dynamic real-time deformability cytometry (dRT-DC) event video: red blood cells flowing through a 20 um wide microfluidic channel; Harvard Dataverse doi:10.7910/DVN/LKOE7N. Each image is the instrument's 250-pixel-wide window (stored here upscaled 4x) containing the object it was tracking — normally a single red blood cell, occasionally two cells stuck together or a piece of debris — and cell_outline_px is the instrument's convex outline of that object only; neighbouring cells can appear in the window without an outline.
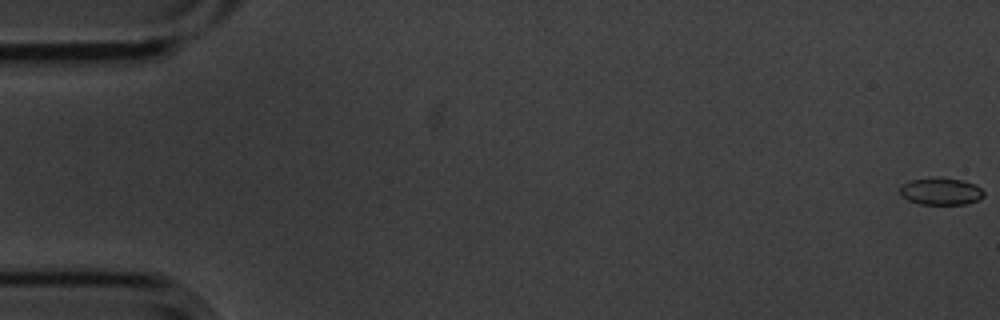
{"species": "common noctule bat (a hibernating species)", "species_latin": "Nyctalus noctula", "temperature_condition": "cold", "stored_images_in_passage": 57, "camera_frame_rate_fps": 3000, "um_per_image_px": 0.085, "animal": {"sex": "male", "body_mass_g": 20.1, "forearm_length_mm": 53.5}, "frame": {"image": 1, "passage_image": 1, "time_ms": 0.0, "image_size_px": [1000, 320], "cell_outline_px": [[984, 196], [980, 200], [968, 204], [920, 204], [908, 200], [900, 192], [900, 188], [908, 180], [940, 176], [960, 180], [976, 184], [984, 192]], "centroid_in_image_um": [80.01, 16.25], "position_along_channel_um": 5.0, "area_um2": 13.41}}
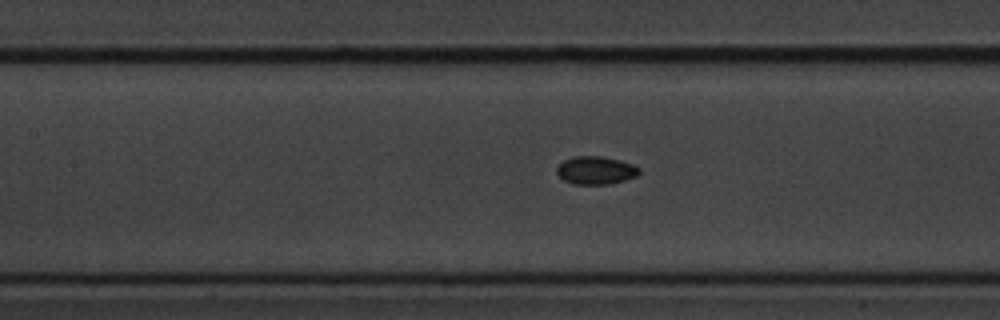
{"frame": {"image": 2, "passage_image": 26, "time_ms": 8.333, "image_size_px": [1000, 320], "cell_outline_px": [[640, 172], [636, 176], [624, 180], [608, 184], [572, 184], [564, 180], [556, 172], [556, 168], [564, 160], [572, 156], [600, 156], [620, 160], [632, 164], [640, 168]], "centroid_in_image_um": [50.63, 14.47], "position_along_channel_um": 156.8, "area_um2": 13.41}}
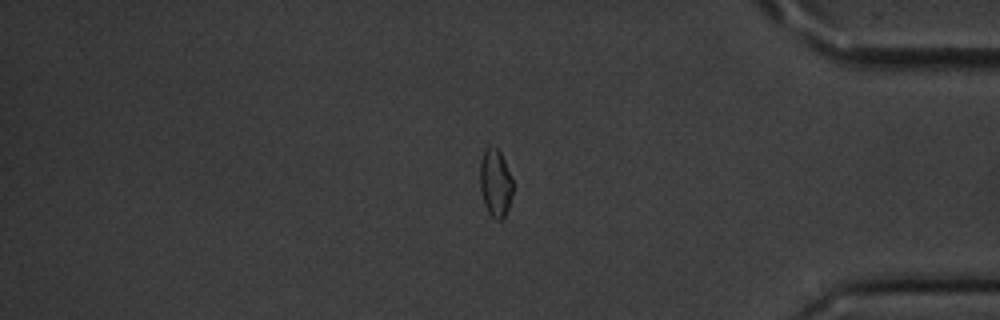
{"frame": {"image": 3, "passage_image": 48, "time_ms": 15.667, "image_size_px": [1000, 320], "cell_outline_px": [[512, 192], [508, 208], [504, 216], [500, 220], [496, 220], [488, 212], [484, 204], [480, 188], [480, 160], [484, 152], [492, 144], [500, 152], [504, 160], [512, 180]], "centroid_in_image_um": [42.09, 15.55], "position_along_channel_um": 393.1, "area_um2": 12.77}, "authors_computed_cell_mechanics": {"area_um2": 13.5252, "velocity_mm_per_s": 3.5708, "shape_relaxation_time_tau1_ms": 2.4722, "shape_relaxation_time_tau2_ms": 2.2718, "deformation_change_tau1": 0.0463, "deformation_change_tau2": 0.0505}}